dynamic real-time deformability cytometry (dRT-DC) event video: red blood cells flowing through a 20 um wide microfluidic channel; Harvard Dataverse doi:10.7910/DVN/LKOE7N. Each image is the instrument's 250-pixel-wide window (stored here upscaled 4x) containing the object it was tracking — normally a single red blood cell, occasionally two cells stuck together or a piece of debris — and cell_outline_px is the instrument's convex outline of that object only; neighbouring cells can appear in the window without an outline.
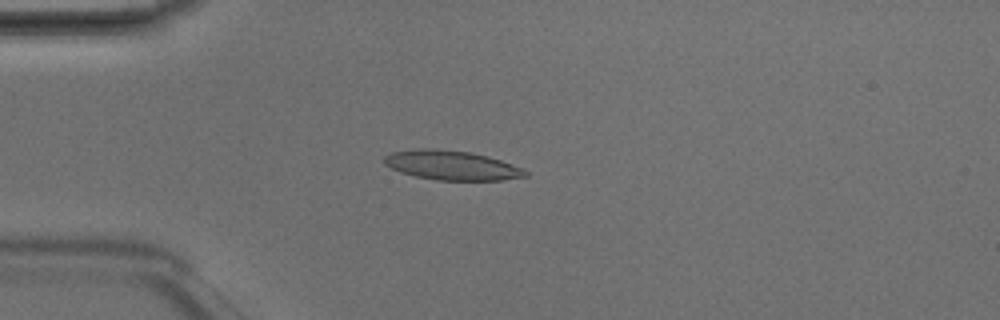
{"species": "Egyptian fruit bat (a non-hibernating species)", "species_latin": "Rousettus aegyptiacus", "temperature_condition": "room temperature", "stored_images_in_passage": 5, "camera_frame_rate_fps": 3000, "um_per_image_px": 0.085, "animal": {"sex": "male"}, "frame": {"image": 1, "passage_image": 4, "time_ms": 1.0, "image_size_px": [1000, 320], "cell_outline_px": [[528, 176], [500, 180], [436, 180], [416, 176], [400, 172], [384, 164], [384, 156], [392, 152], [420, 148], [436, 148], [468, 152], [488, 156], [524, 168], [528, 172]], "centroid_in_image_um": [38.4, 14.05], "position_along_channel_um": 46.6, "area_um2": 24.16}}